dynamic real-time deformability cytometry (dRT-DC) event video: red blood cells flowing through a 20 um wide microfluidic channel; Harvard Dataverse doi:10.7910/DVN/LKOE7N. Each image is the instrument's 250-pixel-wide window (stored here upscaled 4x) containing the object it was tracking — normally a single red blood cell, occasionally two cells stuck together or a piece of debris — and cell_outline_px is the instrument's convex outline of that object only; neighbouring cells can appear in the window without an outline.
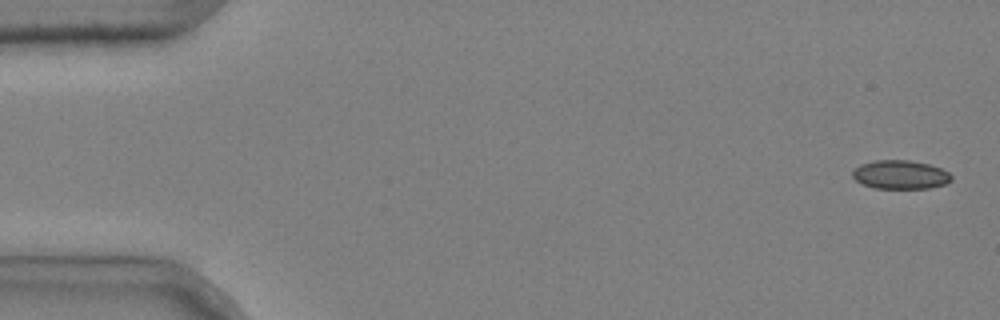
{"species": "common noctule bat (a hibernating species)", "species_latin": "Nyctalus noctula", "temperature_condition": "cold", "stored_images_in_passage": 5, "camera_frame_rate_fps": 3000, "um_per_image_px": 0.085, "animal": {"sex": "male", "body_mass_g": 20.4}, "frame": {"image": 1, "passage_image": 1, "time_ms": 0.0, "image_size_px": [1000, 320], "cell_outline_px": [[952, 180], [944, 184], [928, 188], [872, 188], [856, 180], [852, 176], [852, 172], [860, 164], [876, 160], [908, 160], [928, 164], [940, 168], [948, 172], [952, 176]], "centroid_in_image_um": [76.52, 14.84], "position_along_channel_um": 8.5, "area_um2": 16.42}}
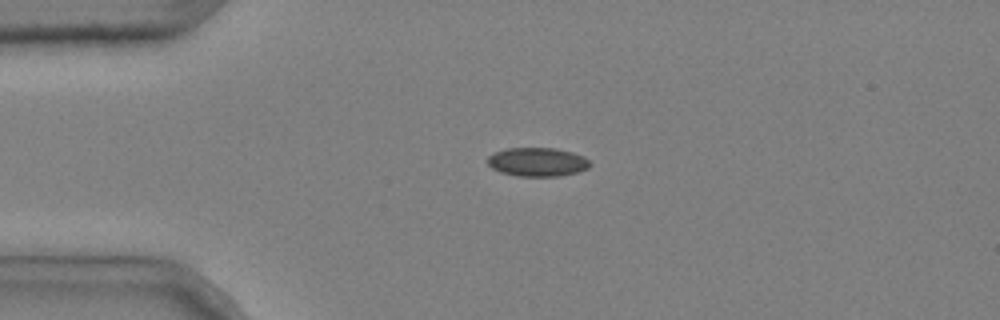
{"frame": {"image": 2, "passage_image": 4, "time_ms": 1.0, "image_size_px": [1000, 320], "cell_outline_px": [[592, 164], [588, 168], [576, 172], [560, 176], [516, 176], [500, 172], [492, 168], [488, 164], [488, 156], [496, 152], [508, 148], [556, 148], [572, 152], [584, 156]], "centroid_in_image_um": [45.69, 13.77], "position_along_channel_um": 39.3, "area_um2": 17.17}}